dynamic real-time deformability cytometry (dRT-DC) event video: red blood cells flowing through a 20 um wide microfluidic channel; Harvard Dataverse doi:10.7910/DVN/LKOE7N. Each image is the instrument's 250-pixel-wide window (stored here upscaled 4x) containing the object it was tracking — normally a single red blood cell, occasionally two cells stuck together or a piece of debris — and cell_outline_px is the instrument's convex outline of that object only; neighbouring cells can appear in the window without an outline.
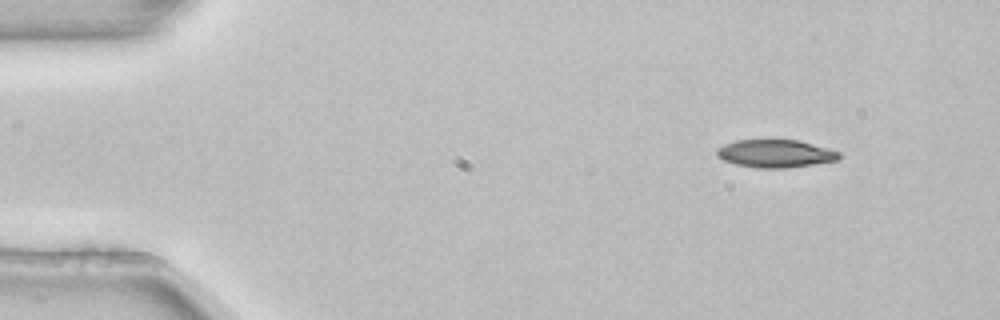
{"species": "common noctule bat (a hibernating species)", "species_latin": "Nyctalus noctula", "temperature_condition": "room temperature", "stored_images_in_passage": 3, "camera_frame_rate_fps": 3000, "um_per_image_px": 0.085, "animal": {"sex": "female", "body_mass_g": 22.7, "forearm_length_mm": 54.2}, "frame": {"image": 1, "passage_image": 1, "time_ms": 0.0, "image_size_px": [1000, 320], "cell_outline_px": [[840, 156], [836, 160], [788, 168], [756, 168], [736, 164], [724, 160], [716, 152], [716, 148], [724, 144], [736, 140], [800, 140], [840, 152]], "centroid_in_image_um": [65.89, 13.05], "position_along_channel_um": 19.1, "area_um2": 19.65}}
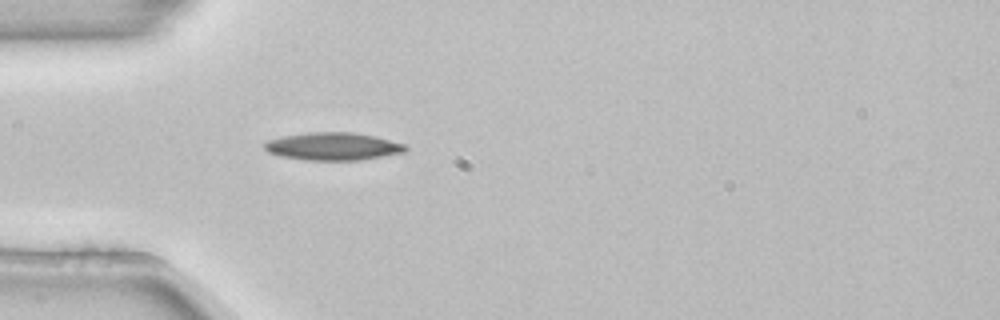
{"frame": {"image": 2, "passage_image": 3, "time_ms": 0.667, "image_size_px": [1000, 320], "cell_outline_px": [[408, 148], [404, 152], [360, 160], [304, 160], [280, 156], [268, 152], [264, 148], [264, 144], [268, 140], [284, 136], [308, 132], [352, 132], [376, 136], [404, 144]], "centroid_in_image_um": [28.29, 12.44], "position_along_channel_um": 56.7, "area_um2": 22.72}}